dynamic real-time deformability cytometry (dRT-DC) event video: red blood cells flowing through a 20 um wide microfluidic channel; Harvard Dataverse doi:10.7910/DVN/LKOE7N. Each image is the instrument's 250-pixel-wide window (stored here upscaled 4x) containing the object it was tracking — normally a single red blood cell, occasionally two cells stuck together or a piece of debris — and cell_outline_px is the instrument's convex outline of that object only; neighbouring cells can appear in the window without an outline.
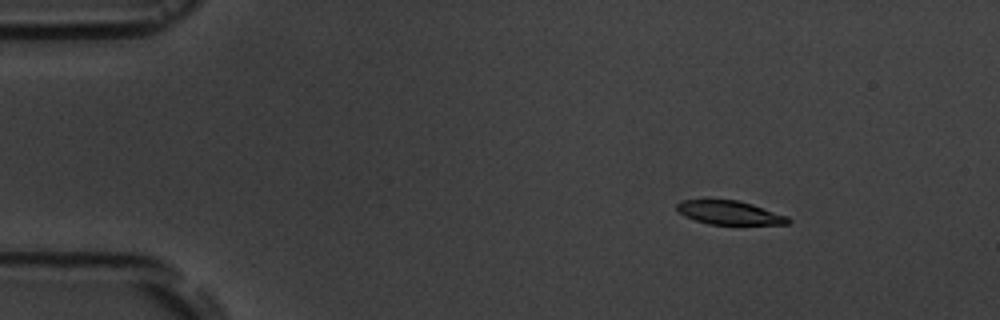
{"species": "common noctule bat (a hibernating species)", "species_latin": "Nyctalus noctula", "temperature_condition": "room temperature", "stored_images_in_passage": 10, "camera_frame_rate_fps": 3000, "um_per_image_px": 0.085, "animal": {"sex": "male", "body_mass_g": 19.5, "forearm_length_mm": 54.6}, "frame": {"image": 1, "passage_image": 2, "time_ms": 2.0, "image_size_px": [1000, 320], "cell_outline_px": [[792, 220], [788, 224], [708, 224], [684, 216], [676, 208], [676, 204], [680, 200], [736, 200], [752, 204], [788, 216]], "centroid_in_image_um": [62.01, 18.08], "position_along_channel_um": 23.0, "area_um2": 15.26}}
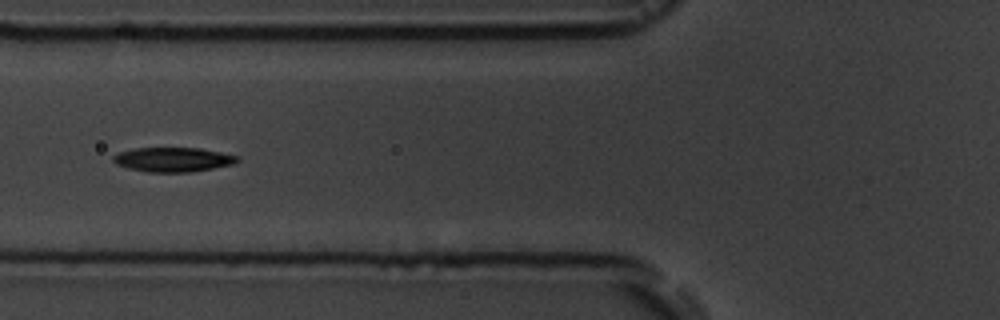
{"frame": {"image": 2, "passage_image": 6, "time_ms": 6.667, "image_size_px": [1000, 320], "cell_outline_px": [[240, 160], [232, 164], [192, 172], [148, 172], [128, 168], [116, 164], [112, 160], [112, 156], [120, 152], [132, 148], [200, 148], [240, 156]], "centroid_in_image_um": [14.7, 13.56], "position_along_channel_um": 111.1, "area_um2": 17.69}}
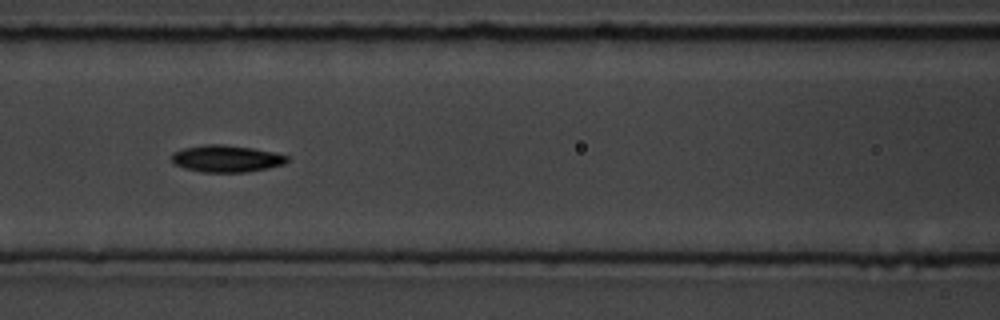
{"frame": {"image": 3, "passage_image": 7, "time_ms": 7.667, "image_size_px": [1000, 320], "cell_outline_px": [[288, 160], [284, 164], [268, 168], [244, 172], [204, 172], [184, 168], [176, 164], [172, 160], [172, 152], [184, 148], [204, 144], [220, 144], [252, 148], [276, 152], [288, 156]], "centroid_in_image_um": [19.25, 13.48], "position_along_channel_um": 147.3, "area_um2": 18.03}}